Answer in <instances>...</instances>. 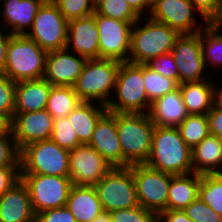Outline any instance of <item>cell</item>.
Returning <instances> with one entry per match:
<instances>
[{"label":"cell","instance_id":"cell-1","mask_svg":"<svg viewBox=\"0 0 222 222\" xmlns=\"http://www.w3.org/2000/svg\"><path fill=\"white\" fill-rule=\"evenodd\" d=\"M145 164L173 175L193 173L191 149L177 127H155L151 152Z\"/></svg>","mask_w":222,"mask_h":222},{"label":"cell","instance_id":"cell-2","mask_svg":"<svg viewBox=\"0 0 222 222\" xmlns=\"http://www.w3.org/2000/svg\"><path fill=\"white\" fill-rule=\"evenodd\" d=\"M122 167L145 163L150 155L155 125L148 113L116 112Z\"/></svg>","mask_w":222,"mask_h":222},{"label":"cell","instance_id":"cell-3","mask_svg":"<svg viewBox=\"0 0 222 222\" xmlns=\"http://www.w3.org/2000/svg\"><path fill=\"white\" fill-rule=\"evenodd\" d=\"M179 35L165 23L141 17L132 26L128 62L147 64L158 55L171 53Z\"/></svg>","mask_w":222,"mask_h":222},{"label":"cell","instance_id":"cell-4","mask_svg":"<svg viewBox=\"0 0 222 222\" xmlns=\"http://www.w3.org/2000/svg\"><path fill=\"white\" fill-rule=\"evenodd\" d=\"M120 64L113 59L87 60L73 86L79 99L107 106L114 94Z\"/></svg>","mask_w":222,"mask_h":222},{"label":"cell","instance_id":"cell-5","mask_svg":"<svg viewBox=\"0 0 222 222\" xmlns=\"http://www.w3.org/2000/svg\"><path fill=\"white\" fill-rule=\"evenodd\" d=\"M47 53L27 35H12L2 73L14 82L42 79Z\"/></svg>","mask_w":222,"mask_h":222},{"label":"cell","instance_id":"cell-6","mask_svg":"<svg viewBox=\"0 0 222 222\" xmlns=\"http://www.w3.org/2000/svg\"><path fill=\"white\" fill-rule=\"evenodd\" d=\"M112 98L106 106L108 112L148 113L151 104L143 79V64L121 62Z\"/></svg>","mask_w":222,"mask_h":222},{"label":"cell","instance_id":"cell-7","mask_svg":"<svg viewBox=\"0 0 222 222\" xmlns=\"http://www.w3.org/2000/svg\"><path fill=\"white\" fill-rule=\"evenodd\" d=\"M69 152L51 139L31 143L20 151L21 174L69 177Z\"/></svg>","mask_w":222,"mask_h":222},{"label":"cell","instance_id":"cell-8","mask_svg":"<svg viewBox=\"0 0 222 222\" xmlns=\"http://www.w3.org/2000/svg\"><path fill=\"white\" fill-rule=\"evenodd\" d=\"M94 187L104 211L112 212L139 206L130 167H113Z\"/></svg>","mask_w":222,"mask_h":222},{"label":"cell","instance_id":"cell-9","mask_svg":"<svg viewBox=\"0 0 222 222\" xmlns=\"http://www.w3.org/2000/svg\"><path fill=\"white\" fill-rule=\"evenodd\" d=\"M26 184L33 211L36 214L66 206L73 183L70 177L42 174H21Z\"/></svg>","mask_w":222,"mask_h":222},{"label":"cell","instance_id":"cell-10","mask_svg":"<svg viewBox=\"0 0 222 222\" xmlns=\"http://www.w3.org/2000/svg\"><path fill=\"white\" fill-rule=\"evenodd\" d=\"M133 171L137 199L140 206L159 216L167 210L170 180L173 174L143 164L129 166Z\"/></svg>","mask_w":222,"mask_h":222},{"label":"cell","instance_id":"cell-11","mask_svg":"<svg viewBox=\"0 0 222 222\" xmlns=\"http://www.w3.org/2000/svg\"><path fill=\"white\" fill-rule=\"evenodd\" d=\"M69 21L51 1L46 0L26 34L47 52L66 48Z\"/></svg>","mask_w":222,"mask_h":222},{"label":"cell","instance_id":"cell-12","mask_svg":"<svg viewBox=\"0 0 222 222\" xmlns=\"http://www.w3.org/2000/svg\"><path fill=\"white\" fill-rule=\"evenodd\" d=\"M147 16L165 23L179 34L200 32L209 23L189 0H153L150 14ZM201 18L204 24L200 22Z\"/></svg>","mask_w":222,"mask_h":222},{"label":"cell","instance_id":"cell-13","mask_svg":"<svg viewBox=\"0 0 222 222\" xmlns=\"http://www.w3.org/2000/svg\"><path fill=\"white\" fill-rule=\"evenodd\" d=\"M171 54L179 71V84L201 81L211 77L204 74L206 66L202 55L201 31L193 34H180L174 43Z\"/></svg>","mask_w":222,"mask_h":222},{"label":"cell","instance_id":"cell-14","mask_svg":"<svg viewBox=\"0 0 222 222\" xmlns=\"http://www.w3.org/2000/svg\"><path fill=\"white\" fill-rule=\"evenodd\" d=\"M95 21L99 31L100 59L128 61L133 24L104 17L96 12Z\"/></svg>","mask_w":222,"mask_h":222},{"label":"cell","instance_id":"cell-15","mask_svg":"<svg viewBox=\"0 0 222 222\" xmlns=\"http://www.w3.org/2000/svg\"><path fill=\"white\" fill-rule=\"evenodd\" d=\"M113 167L94 148L81 144L69 152V177L73 185L94 186Z\"/></svg>","mask_w":222,"mask_h":222},{"label":"cell","instance_id":"cell-16","mask_svg":"<svg viewBox=\"0 0 222 222\" xmlns=\"http://www.w3.org/2000/svg\"><path fill=\"white\" fill-rule=\"evenodd\" d=\"M54 118L46 110L14 113L12 135L19 151L25 146L51 138Z\"/></svg>","mask_w":222,"mask_h":222},{"label":"cell","instance_id":"cell-17","mask_svg":"<svg viewBox=\"0 0 222 222\" xmlns=\"http://www.w3.org/2000/svg\"><path fill=\"white\" fill-rule=\"evenodd\" d=\"M87 59L70 50L49 51L46 56L43 79L52 86H74Z\"/></svg>","mask_w":222,"mask_h":222},{"label":"cell","instance_id":"cell-18","mask_svg":"<svg viewBox=\"0 0 222 222\" xmlns=\"http://www.w3.org/2000/svg\"><path fill=\"white\" fill-rule=\"evenodd\" d=\"M66 49L87 60L100 59L99 31L95 13L69 20Z\"/></svg>","mask_w":222,"mask_h":222},{"label":"cell","instance_id":"cell-19","mask_svg":"<svg viewBox=\"0 0 222 222\" xmlns=\"http://www.w3.org/2000/svg\"><path fill=\"white\" fill-rule=\"evenodd\" d=\"M112 167H122V149L116 126V112H106L98 121L88 143Z\"/></svg>","mask_w":222,"mask_h":222},{"label":"cell","instance_id":"cell-20","mask_svg":"<svg viewBox=\"0 0 222 222\" xmlns=\"http://www.w3.org/2000/svg\"><path fill=\"white\" fill-rule=\"evenodd\" d=\"M3 8L0 26L12 35L27 34L38 10L46 0H1Z\"/></svg>","mask_w":222,"mask_h":222},{"label":"cell","instance_id":"cell-21","mask_svg":"<svg viewBox=\"0 0 222 222\" xmlns=\"http://www.w3.org/2000/svg\"><path fill=\"white\" fill-rule=\"evenodd\" d=\"M26 184L20 179L0 197V222H35Z\"/></svg>","mask_w":222,"mask_h":222},{"label":"cell","instance_id":"cell-22","mask_svg":"<svg viewBox=\"0 0 222 222\" xmlns=\"http://www.w3.org/2000/svg\"><path fill=\"white\" fill-rule=\"evenodd\" d=\"M148 114L155 126L178 127L189 115L180 88L152 102Z\"/></svg>","mask_w":222,"mask_h":222},{"label":"cell","instance_id":"cell-23","mask_svg":"<svg viewBox=\"0 0 222 222\" xmlns=\"http://www.w3.org/2000/svg\"><path fill=\"white\" fill-rule=\"evenodd\" d=\"M51 87L52 85L43 78L16 82L14 113L44 110Z\"/></svg>","mask_w":222,"mask_h":222},{"label":"cell","instance_id":"cell-24","mask_svg":"<svg viewBox=\"0 0 222 222\" xmlns=\"http://www.w3.org/2000/svg\"><path fill=\"white\" fill-rule=\"evenodd\" d=\"M192 169L197 174L220 173L222 169V139L209 134L191 150Z\"/></svg>","mask_w":222,"mask_h":222},{"label":"cell","instance_id":"cell-25","mask_svg":"<svg viewBox=\"0 0 222 222\" xmlns=\"http://www.w3.org/2000/svg\"><path fill=\"white\" fill-rule=\"evenodd\" d=\"M66 207L76 222H91L104 211L94 186L73 185Z\"/></svg>","mask_w":222,"mask_h":222},{"label":"cell","instance_id":"cell-26","mask_svg":"<svg viewBox=\"0 0 222 222\" xmlns=\"http://www.w3.org/2000/svg\"><path fill=\"white\" fill-rule=\"evenodd\" d=\"M105 105L81 101L67 116L81 144H88L99 119L107 112Z\"/></svg>","mask_w":222,"mask_h":222},{"label":"cell","instance_id":"cell-27","mask_svg":"<svg viewBox=\"0 0 222 222\" xmlns=\"http://www.w3.org/2000/svg\"><path fill=\"white\" fill-rule=\"evenodd\" d=\"M212 79L179 84L188 114H207L212 109L215 88Z\"/></svg>","mask_w":222,"mask_h":222},{"label":"cell","instance_id":"cell-28","mask_svg":"<svg viewBox=\"0 0 222 222\" xmlns=\"http://www.w3.org/2000/svg\"><path fill=\"white\" fill-rule=\"evenodd\" d=\"M201 174L173 175L170 180L167 210H184L198 197Z\"/></svg>","mask_w":222,"mask_h":222},{"label":"cell","instance_id":"cell-29","mask_svg":"<svg viewBox=\"0 0 222 222\" xmlns=\"http://www.w3.org/2000/svg\"><path fill=\"white\" fill-rule=\"evenodd\" d=\"M222 27L217 22L208 23L201 30L202 55L206 67L222 65ZM209 64V65H208Z\"/></svg>","mask_w":222,"mask_h":222},{"label":"cell","instance_id":"cell-30","mask_svg":"<svg viewBox=\"0 0 222 222\" xmlns=\"http://www.w3.org/2000/svg\"><path fill=\"white\" fill-rule=\"evenodd\" d=\"M81 102L72 86H52L46 110L54 119L67 117Z\"/></svg>","mask_w":222,"mask_h":222},{"label":"cell","instance_id":"cell-31","mask_svg":"<svg viewBox=\"0 0 222 222\" xmlns=\"http://www.w3.org/2000/svg\"><path fill=\"white\" fill-rule=\"evenodd\" d=\"M177 128L191 150L210 134L207 114H189Z\"/></svg>","mask_w":222,"mask_h":222},{"label":"cell","instance_id":"cell-32","mask_svg":"<svg viewBox=\"0 0 222 222\" xmlns=\"http://www.w3.org/2000/svg\"><path fill=\"white\" fill-rule=\"evenodd\" d=\"M143 79L150 104L179 88V83L176 80L153 71L146 64H143Z\"/></svg>","mask_w":222,"mask_h":222},{"label":"cell","instance_id":"cell-33","mask_svg":"<svg viewBox=\"0 0 222 222\" xmlns=\"http://www.w3.org/2000/svg\"><path fill=\"white\" fill-rule=\"evenodd\" d=\"M198 197L222 216V175L219 173L201 175Z\"/></svg>","mask_w":222,"mask_h":222},{"label":"cell","instance_id":"cell-34","mask_svg":"<svg viewBox=\"0 0 222 222\" xmlns=\"http://www.w3.org/2000/svg\"><path fill=\"white\" fill-rule=\"evenodd\" d=\"M95 12L130 24L136 23L141 18L127 0H95Z\"/></svg>","mask_w":222,"mask_h":222},{"label":"cell","instance_id":"cell-35","mask_svg":"<svg viewBox=\"0 0 222 222\" xmlns=\"http://www.w3.org/2000/svg\"><path fill=\"white\" fill-rule=\"evenodd\" d=\"M50 139L68 151L81 145L78 140V135L71 126L68 117L54 120V127Z\"/></svg>","mask_w":222,"mask_h":222},{"label":"cell","instance_id":"cell-36","mask_svg":"<svg viewBox=\"0 0 222 222\" xmlns=\"http://www.w3.org/2000/svg\"><path fill=\"white\" fill-rule=\"evenodd\" d=\"M69 21L93 15L95 0H51Z\"/></svg>","mask_w":222,"mask_h":222},{"label":"cell","instance_id":"cell-37","mask_svg":"<svg viewBox=\"0 0 222 222\" xmlns=\"http://www.w3.org/2000/svg\"><path fill=\"white\" fill-rule=\"evenodd\" d=\"M112 222H158V216L142 206L110 212Z\"/></svg>","mask_w":222,"mask_h":222},{"label":"cell","instance_id":"cell-38","mask_svg":"<svg viewBox=\"0 0 222 222\" xmlns=\"http://www.w3.org/2000/svg\"><path fill=\"white\" fill-rule=\"evenodd\" d=\"M15 89L16 82L0 72V112L7 114L11 119L15 112Z\"/></svg>","mask_w":222,"mask_h":222},{"label":"cell","instance_id":"cell-39","mask_svg":"<svg viewBox=\"0 0 222 222\" xmlns=\"http://www.w3.org/2000/svg\"><path fill=\"white\" fill-rule=\"evenodd\" d=\"M184 211L192 222H222V216L197 197Z\"/></svg>","mask_w":222,"mask_h":222},{"label":"cell","instance_id":"cell-40","mask_svg":"<svg viewBox=\"0 0 222 222\" xmlns=\"http://www.w3.org/2000/svg\"><path fill=\"white\" fill-rule=\"evenodd\" d=\"M20 166V151L13 135L0 136V167Z\"/></svg>","mask_w":222,"mask_h":222},{"label":"cell","instance_id":"cell-41","mask_svg":"<svg viewBox=\"0 0 222 222\" xmlns=\"http://www.w3.org/2000/svg\"><path fill=\"white\" fill-rule=\"evenodd\" d=\"M146 65L153 71L179 83V71L171 53L158 55Z\"/></svg>","mask_w":222,"mask_h":222},{"label":"cell","instance_id":"cell-42","mask_svg":"<svg viewBox=\"0 0 222 222\" xmlns=\"http://www.w3.org/2000/svg\"><path fill=\"white\" fill-rule=\"evenodd\" d=\"M201 15L209 22H217L222 16L218 0H189Z\"/></svg>","mask_w":222,"mask_h":222},{"label":"cell","instance_id":"cell-43","mask_svg":"<svg viewBox=\"0 0 222 222\" xmlns=\"http://www.w3.org/2000/svg\"><path fill=\"white\" fill-rule=\"evenodd\" d=\"M35 222H76L74 215L65 206L42 211L36 214Z\"/></svg>","mask_w":222,"mask_h":222},{"label":"cell","instance_id":"cell-44","mask_svg":"<svg viewBox=\"0 0 222 222\" xmlns=\"http://www.w3.org/2000/svg\"><path fill=\"white\" fill-rule=\"evenodd\" d=\"M20 179V166L0 167V197Z\"/></svg>","mask_w":222,"mask_h":222},{"label":"cell","instance_id":"cell-45","mask_svg":"<svg viewBox=\"0 0 222 222\" xmlns=\"http://www.w3.org/2000/svg\"><path fill=\"white\" fill-rule=\"evenodd\" d=\"M209 119L210 134L218 136L222 139V109L215 108L207 113Z\"/></svg>","mask_w":222,"mask_h":222},{"label":"cell","instance_id":"cell-46","mask_svg":"<svg viewBox=\"0 0 222 222\" xmlns=\"http://www.w3.org/2000/svg\"><path fill=\"white\" fill-rule=\"evenodd\" d=\"M158 222H192L186 212L180 210H166L158 216Z\"/></svg>","mask_w":222,"mask_h":222},{"label":"cell","instance_id":"cell-47","mask_svg":"<svg viewBox=\"0 0 222 222\" xmlns=\"http://www.w3.org/2000/svg\"><path fill=\"white\" fill-rule=\"evenodd\" d=\"M4 30L5 29L3 28V26H0V72L4 71L6 64L7 47L12 36V34Z\"/></svg>","mask_w":222,"mask_h":222},{"label":"cell","instance_id":"cell-48","mask_svg":"<svg viewBox=\"0 0 222 222\" xmlns=\"http://www.w3.org/2000/svg\"><path fill=\"white\" fill-rule=\"evenodd\" d=\"M131 8L140 16H146L143 14H150L153 0H127Z\"/></svg>","mask_w":222,"mask_h":222},{"label":"cell","instance_id":"cell-49","mask_svg":"<svg viewBox=\"0 0 222 222\" xmlns=\"http://www.w3.org/2000/svg\"><path fill=\"white\" fill-rule=\"evenodd\" d=\"M12 135V119L0 112V136Z\"/></svg>","mask_w":222,"mask_h":222},{"label":"cell","instance_id":"cell-50","mask_svg":"<svg viewBox=\"0 0 222 222\" xmlns=\"http://www.w3.org/2000/svg\"><path fill=\"white\" fill-rule=\"evenodd\" d=\"M216 86L214 88V100L213 106L218 109H222V86Z\"/></svg>","mask_w":222,"mask_h":222},{"label":"cell","instance_id":"cell-51","mask_svg":"<svg viewBox=\"0 0 222 222\" xmlns=\"http://www.w3.org/2000/svg\"><path fill=\"white\" fill-rule=\"evenodd\" d=\"M91 222H112L110 212L103 211L97 217H95Z\"/></svg>","mask_w":222,"mask_h":222},{"label":"cell","instance_id":"cell-52","mask_svg":"<svg viewBox=\"0 0 222 222\" xmlns=\"http://www.w3.org/2000/svg\"><path fill=\"white\" fill-rule=\"evenodd\" d=\"M217 23L222 27V16H221L220 19L217 21Z\"/></svg>","mask_w":222,"mask_h":222},{"label":"cell","instance_id":"cell-53","mask_svg":"<svg viewBox=\"0 0 222 222\" xmlns=\"http://www.w3.org/2000/svg\"><path fill=\"white\" fill-rule=\"evenodd\" d=\"M219 1V8L222 10V0H218Z\"/></svg>","mask_w":222,"mask_h":222}]
</instances>
